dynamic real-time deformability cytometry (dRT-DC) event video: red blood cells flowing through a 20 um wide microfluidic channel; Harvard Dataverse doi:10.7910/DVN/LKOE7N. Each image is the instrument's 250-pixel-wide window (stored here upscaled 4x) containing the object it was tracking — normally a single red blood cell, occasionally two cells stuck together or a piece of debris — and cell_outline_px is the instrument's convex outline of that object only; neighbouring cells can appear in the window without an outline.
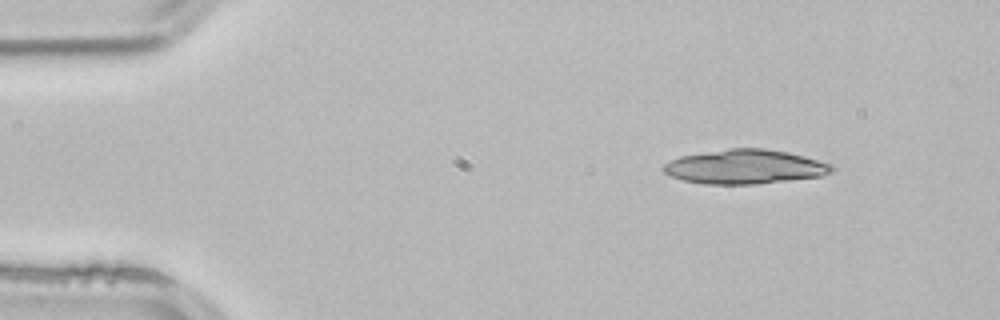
{"species": "common noctule bat (a hibernating species)", "species_latin": "Nyctalus noctula", "temperature_condition": "room temperature", "stored_images_in_passage": 3, "camera_frame_rate_fps": 3000, "um_per_image_px": 0.085, "animal": {"sex": "male", "body_mass_g": 21.5, "forearm_length_mm": 52.0}, "frame": {"image": 1, "passage_image": 1, "time_ms": 0.0, "image_size_px": [1000, 320], "cell_outline_px": [[836, 168], [832, 172], [820, 176], [756, 184], [704, 184], [684, 180], [672, 176], [664, 172], [660, 168], [664, 164], [680, 156], [728, 148], [764, 148], [788, 152], [804, 156], [832, 164]], "centroid_in_image_um": [63.32, 14.17], "position_along_channel_um": 21.7, "area_um2": 33.58}}